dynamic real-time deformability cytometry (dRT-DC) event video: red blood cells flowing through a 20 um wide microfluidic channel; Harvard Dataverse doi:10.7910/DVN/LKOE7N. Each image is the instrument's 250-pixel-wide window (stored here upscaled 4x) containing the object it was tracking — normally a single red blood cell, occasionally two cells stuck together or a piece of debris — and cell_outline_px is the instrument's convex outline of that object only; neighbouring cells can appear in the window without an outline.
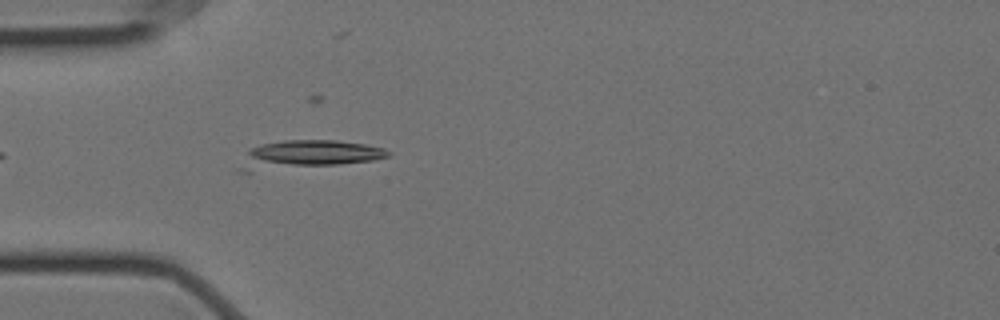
{"species": "Egyptian fruit bat (a non-hibernating species)", "species_latin": "Rousettus aegyptiacus", "temperature_condition": "cold", "stored_images_in_passage": 9, "camera_frame_rate_fps": 3000, "um_per_image_px": 0.085, "animal": {"sex": "female"}, "frame": {"image": 1, "passage_image": 5, "time_ms": 1.333, "image_size_px": [1000, 320], "cell_outline_px": [[392, 152], [388, 156], [372, 160], [336, 164], [252, 172], [236, 172], [248, 148], [260, 144], [284, 140], [336, 140], [364, 144], [384, 148]], "centroid_in_image_um": [26.07, 13.14], "position_along_channel_um": 58.9, "area_um2": 24.45}}